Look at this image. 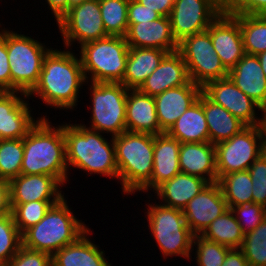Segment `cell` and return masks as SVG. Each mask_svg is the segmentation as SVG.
Returning a JSON list of instances; mask_svg holds the SVG:
<instances>
[{
  "mask_svg": "<svg viewBox=\"0 0 266 266\" xmlns=\"http://www.w3.org/2000/svg\"><path fill=\"white\" fill-rule=\"evenodd\" d=\"M215 53L229 71L245 55L239 22L230 13H221L207 29Z\"/></svg>",
  "mask_w": 266,
  "mask_h": 266,
  "instance_id": "obj_17",
  "label": "cell"
},
{
  "mask_svg": "<svg viewBox=\"0 0 266 266\" xmlns=\"http://www.w3.org/2000/svg\"><path fill=\"white\" fill-rule=\"evenodd\" d=\"M217 182L229 208L253 203L252 180L248 170L226 174Z\"/></svg>",
  "mask_w": 266,
  "mask_h": 266,
  "instance_id": "obj_33",
  "label": "cell"
},
{
  "mask_svg": "<svg viewBox=\"0 0 266 266\" xmlns=\"http://www.w3.org/2000/svg\"><path fill=\"white\" fill-rule=\"evenodd\" d=\"M257 57L260 61L261 67L263 69V73L265 74V77H266V51L258 54Z\"/></svg>",
  "mask_w": 266,
  "mask_h": 266,
  "instance_id": "obj_52",
  "label": "cell"
},
{
  "mask_svg": "<svg viewBox=\"0 0 266 266\" xmlns=\"http://www.w3.org/2000/svg\"><path fill=\"white\" fill-rule=\"evenodd\" d=\"M45 115L23 137L21 174L50 175L62 185L69 182L63 123L53 126Z\"/></svg>",
  "mask_w": 266,
  "mask_h": 266,
  "instance_id": "obj_2",
  "label": "cell"
},
{
  "mask_svg": "<svg viewBox=\"0 0 266 266\" xmlns=\"http://www.w3.org/2000/svg\"><path fill=\"white\" fill-rule=\"evenodd\" d=\"M261 155L265 158L266 160V142H262L261 145Z\"/></svg>",
  "mask_w": 266,
  "mask_h": 266,
  "instance_id": "obj_54",
  "label": "cell"
},
{
  "mask_svg": "<svg viewBox=\"0 0 266 266\" xmlns=\"http://www.w3.org/2000/svg\"><path fill=\"white\" fill-rule=\"evenodd\" d=\"M85 1H88V0H68V11L69 9L85 2Z\"/></svg>",
  "mask_w": 266,
  "mask_h": 266,
  "instance_id": "obj_53",
  "label": "cell"
},
{
  "mask_svg": "<svg viewBox=\"0 0 266 266\" xmlns=\"http://www.w3.org/2000/svg\"><path fill=\"white\" fill-rule=\"evenodd\" d=\"M79 48V58L87 83L123 80L129 52L125 37L108 35L84 43Z\"/></svg>",
  "mask_w": 266,
  "mask_h": 266,
  "instance_id": "obj_6",
  "label": "cell"
},
{
  "mask_svg": "<svg viewBox=\"0 0 266 266\" xmlns=\"http://www.w3.org/2000/svg\"><path fill=\"white\" fill-rule=\"evenodd\" d=\"M220 14L214 0H175L169 15L173 36L179 43L206 31Z\"/></svg>",
  "mask_w": 266,
  "mask_h": 266,
  "instance_id": "obj_13",
  "label": "cell"
},
{
  "mask_svg": "<svg viewBox=\"0 0 266 266\" xmlns=\"http://www.w3.org/2000/svg\"><path fill=\"white\" fill-rule=\"evenodd\" d=\"M113 140L123 194L140 192L153 172L154 135L125 131Z\"/></svg>",
  "mask_w": 266,
  "mask_h": 266,
  "instance_id": "obj_4",
  "label": "cell"
},
{
  "mask_svg": "<svg viewBox=\"0 0 266 266\" xmlns=\"http://www.w3.org/2000/svg\"><path fill=\"white\" fill-rule=\"evenodd\" d=\"M60 201H31L19 205H10L14 222L23 234L27 229L40 222L52 205Z\"/></svg>",
  "mask_w": 266,
  "mask_h": 266,
  "instance_id": "obj_36",
  "label": "cell"
},
{
  "mask_svg": "<svg viewBox=\"0 0 266 266\" xmlns=\"http://www.w3.org/2000/svg\"><path fill=\"white\" fill-rule=\"evenodd\" d=\"M141 5L158 12L161 16L169 17L175 0H136Z\"/></svg>",
  "mask_w": 266,
  "mask_h": 266,
  "instance_id": "obj_46",
  "label": "cell"
},
{
  "mask_svg": "<svg viewBox=\"0 0 266 266\" xmlns=\"http://www.w3.org/2000/svg\"><path fill=\"white\" fill-rule=\"evenodd\" d=\"M180 143L209 142V132L202 106V92L194 102L166 132Z\"/></svg>",
  "mask_w": 266,
  "mask_h": 266,
  "instance_id": "obj_29",
  "label": "cell"
},
{
  "mask_svg": "<svg viewBox=\"0 0 266 266\" xmlns=\"http://www.w3.org/2000/svg\"><path fill=\"white\" fill-rule=\"evenodd\" d=\"M66 162L70 167L118 179L115 144L113 137L104 138L99 131L91 130L82 123L63 124Z\"/></svg>",
  "mask_w": 266,
  "mask_h": 266,
  "instance_id": "obj_3",
  "label": "cell"
},
{
  "mask_svg": "<svg viewBox=\"0 0 266 266\" xmlns=\"http://www.w3.org/2000/svg\"><path fill=\"white\" fill-rule=\"evenodd\" d=\"M91 84V85H90ZM92 111L89 127L111 137L126 131V99L128 88L120 82H90Z\"/></svg>",
  "mask_w": 266,
  "mask_h": 266,
  "instance_id": "obj_9",
  "label": "cell"
},
{
  "mask_svg": "<svg viewBox=\"0 0 266 266\" xmlns=\"http://www.w3.org/2000/svg\"><path fill=\"white\" fill-rule=\"evenodd\" d=\"M180 142L166 132L154 135L153 172L151 180L140 190L153 192L164 182L180 173Z\"/></svg>",
  "mask_w": 266,
  "mask_h": 266,
  "instance_id": "obj_21",
  "label": "cell"
},
{
  "mask_svg": "<svg viewBox=\"0 0 266 266\" xmlns=\"http://www.w3.org/2000/svg\"><path fill=\"white\" fill-rule=\"evenodd\" d=\"M230 249L201 235H194L192 250L195 251L194 258L198 266H222Z\"/></svg>",
  "mask_w": 266,
  "mask_h": 266,
  "instance_id": "obj_39",
  "label": "cell"
},
{
  "mask_svg": "<svg viewBox=\"0 0 266 266\" xmlns=\"http://www.w3.org/2000/svg\"><path fill=\"white\" fill-rule=\"evenodd\" d=\"M167 53L168 51L156 48L129 47L126 71L120 83L128 89H138Z\"/></svg>",
  "mask_w": 266,
  "mask_h": 266,
  "instance_id": "obj_28",
  "label": "cell"
},
{
  "mask_svg": "<svg viewBox=\"0 0 266 266\" xmlns=\"http://www.w3.org/2000/svg\"><path fill=\"white\" fill-rule=\"evenodd\" d=\"M61 33L64 47L72 49V44L83 45L107 37L99 0H88L71 9L56 23Z\"/></svg>",
  "mask_w": 266,
  "mask_h": 266,
  "instance_id": "obj_12",
  "label": "cell"
},
{
  "mask_svg": "<svg viewBox=\"0 0 266 266\" xmlns=\"http://www.w3.org/2000/svg\"><path fill=\"white\" fill-rule=\"evenodd\" d=\"M11 91L28 95L36 86L45 55L51 48L38 40L6 29Z\"/></svg>",
  "mask_w": 266,
  "mask_h": 266,
  "instance_id": "obj_8",
  "label": "cell"
},
{
  "mask_svg": "<svg viewBox=\"0 0 266 266\" xmlns=\"http://www.w3.org/2000/svg\"><path fill=\"white\" fill-rule=\"evenodd\" d=\"M147 205V226L164 259L180 256L191 260L194 234L188 227L183 210L162 204Z\"/></svg>",
  "mask_w": 266,
  "mask_h": 266,
  "instance_id": "obj_7",
  "label": "cell"
},
{
  "mask_svg": "<svg viewBox=\"0 0 266 266\" xmlns=\"http://www.w3.org/2000/svg\"><path fill=\"white\" fill-rule=\"evenodd\" d=\"M53 17L58 22L68 12V0H45Z\"/></svg>",
  "mask_w": 266,
  "mask_h": 266,
  "instance_id": "obj_49",
  "label": "cell"
},
{
  "mask_svg": "<svg viewBox=\"0 0 266 266\" xmlns=\"http://www.w3.org/2000/svg\"><path fill=\"white\" fill-rule=\"evenodd\" d=\"M240 24L245 54L258 55L266 51V15L231 14Z\"/></svg>",
  "mask_w": 266,
  "mask_h": 266,
  "instance_id": "obj_32",
  "label": "cell"
},
{
  "mask_svg": "<svg viewBox=\"0 0 266 266\" xmlns=\"http://www.w3.org/2000/svg\"><path fill=\"white\" fill-rule=\"evenodd\" d=\"M222 266H249V264L240 248H231Z\"/></svg>",
  "mask_w": 266,
  "mask_h": 266,
  "instance_id": "obj_48",
  "label": "cell"
},
{
  "mask_svg": "<svg viewBox=\"0 0 266 266\" xmlns=\"http://www.w3.org/2000/svg\"><path fill=\"white\" fill-rule=\"evenodd\" d=\"M202 106L208 125L209 142L211 144L215 145L221 141L230 139L246 127L243 122L221 105L211 101L203 92Z\"/></svg>",
  "mask_w": 266,
  "mask_h": 266,
  "instance_id": "obj_30",
  "label": "cell"
},
{
  "mask_svg": "<svg viewBox=\"0 0 266 266\" xmlns=\"http://www.w3.org/2000/svg\"><path fill=\"white\" fill-rule=\"evenodd\" d=\"M178 51L187 66L189 79L201 88L228 77V70L215 53L208 30L184 38L179 42Z\"/></svg>",
  "mask_w": 266,
  "mask_h": 266,
  "instance_id": "obj_10",
  "label": "cell"
},
{
  "mask_svg": "<svg viewBox=\"0 0 266 266\" xmlns=\"http://www.w3.org/2000/svg\"><path fill=\"white\" fill-rule=\"evenodd\" d=\"M5 266H52L51 255L22 245Z\"/></svg>",
  "mask_w": 266,
  "mask_h": 266,
  "instance_id": "obj_42",
  "label": "cell"
},
{
  "mask_svg": "<svg viewBox=\"0 0 266 266\" xmlns=\"http://www.w3.org/2000/svg\"><path fill=\"white\" fill-rule=\"evenodd\" d=\"M221 13H231L243 0H214Z\"/></svg>",
  "mask_w": 266,
  "mask_h": 266,
  "instance_id": "obj_50",
  "label": "cell"
},
{
  "mask_svg": "<svg viewBox=\"0 0 266 266\" xmlns=\"http://www.w3.org/2000/svg\"><path fill=\"white\" fill-rule=\"evenodd\" d=\"M99 4L107 35L125 37L128 30L129 0H99Z\"/></svg>",
  "mask_w": 266,
  "mask_h": 266,
  "instance_id": "obj_34",
  "label": "cell"
},
{
  "mask_svg": "<svg viewBox=\"0 0 266 266\" xmlns=\"http://www.w3.org/2000/svg\"><path fill=\"white\" fill-rule=\"evenodd\" d=\"M90 230L76 242L55 252L51 256L52 266H111L105 258V251L100 250V246L89 239Z\"/></svg>",
  "mask_w": 266,
  "mask_h": 266,
  "instance_id": "obj_27",
  "label": "cell"
},
{
  "mask_svg": "<svg viewBox=\"0 0 266 266\" xmlns=\"http://www.w3.org/2000/svg\"><path fill=\"white\" fill-rule=\"evenodd\" d=\"M252 180L253 203L266 208V160L260 155L248 168Z\"/></svg>",
  "mask_w": 266,
  "mask_h": 266,
  "instance_id": "obj_41",
  "label": "cell"
},
{
  "mask_svg": "<svg viewBox=\"0 0 266 266\" xmlns=\"http://www.w3.org/2000/svg\"><path fill=\"white\" fill-rule=\"evenodd\" d=\"M69 50H49L43 59L39 80L27 95L28 100L36 95L47 107L71 109V112L78 105L79 89H83L86 79L80 58Z\"/></svg>",
  "mask_w": 266,
  "mask_h": 266,
  "instance_id": "obj_1",
  "label": "cell"
},
{
  "mask_svg": "<svg viewBox=\"0 0 266 266\" xmlns=\"http://www.w3.org/2000/svg\"><path fill=\"white\" fill-rule=\"evenodd\" d=\"M230 209L244 235L252 232L266 217V208L256 203L232 206Z\"/></svg>",
  "mask_w": 266,
  "mask_h": 266,
  "instance_id": "obj_40",
  "label": "cell"
},
{
  "mask_svg": "<svg viewBox=\"0 0 266 266\" xmlns=\"http://www.w3.org/2000/svg\"><path fill=\"white\" fill-rule=\"evenodd\" d=\"M231 81L262 110H266V77L256 55L245 54L228 71Z\"/></svg>",
  "mask_w": 266,
  "mask_h": 266,
  "instance_id": "obj_23",
  "label": "cell"
},
{
  "mask_svg": "<svg viewBox=\"0 0 266 266\" xmlns=\"http://www.w3.org/2000/svg\"><path fill=\"white\" fill-rule=\"evenodd\" d=\"M240 249L249 266H266V217L252 232L244 235Z\"/></svg>",
  "mask_w": 266,
  "mask_h": 266,
  "instance_id": "obj_37",
  "label": "cell"
},
{
  "mask_svg": "<svg viewBox=\"0 0 266 266\" xmlns=\"http://www.w3.org/2000/svg\"><path fill=\"white\" fill-rule=\"evenodd\" d=\"M202 92L214 103L221 105L246 126L261 125L257 112L262 108L243 91H241L229 77L207 83ZM258 109V110H257ZM257 110V112H256Z\"/></svg>",
  "mask_w": 266,
  "mask_h": 266,
  "instance_id": "obj_14",
  "label": "cell"
},
{
  "mask_svg": "<svg viewBox=\"0 0 266 266\" xmlns=\"http://www.w3.org/2000/svg\"><path fill=\"white\" fill-rule=\"evenodd\" d=\"M27 98L21 92L0 91V140L23 138L42 118H33Z\"/></svg>",
  "mask_w": 266,
  "mask_h": 266,
  "instance_id": "obj_15",
  "label": "cell"
},
{
  "mask_svg": "<svg viewBox=\"0 0 266 266\" xmlns=\"http://www.w3.org/2000/svg\"><path fill=\"white\" fill-rule=\"evenodd\" d=\"M201 236L229 248H240L244 240L241 227L230 208L210 223Z\"/></svg>",
  "mask_w": 266,
  "mask_h": 266,
  "instance_id": "obj_31",
  "label": "cell"
},
{
  "mask_svg": "<svg viewBox=\"0 0 266 266\" xmlns=\"http://www.w3.org/2000/svg\"><path fill=\"white\" fill-rule=\"evenodd\" d=\"M262 140L260 125L246 126L230 139L215 144L218 179L232 172L248 170L261 155Z\"/></svg>",
  "mask_w": 266,
  "mask_h": 266,
  "instance_id": "obj_11",
  "label": "cell"
},
{
  "mask_svg": "<svg viewBox=\"0 0 266 266\" xmlns=\"http://www.w3.org/2000/svg\"><path fill=\"white\" fill-rule=\"evenodd\" d=\"M161 15L149 8L141 5L136 0H129L128 23H150V21L160 18Z\"/></svg>",
  "mask_w": 266,
  "mask_h": 266,
  "instance_id": "obj_44",
  "label": "cell"
},
{
  "mask_svg": "<svg viewBox=\"0 0 266 266\" xmlns=\"http://www.w3.org/2000/svg\"><path fill=\"white\" fill-rule=\"evenodd\" d=\"M262 119H261V128H262V132H263V140L262 142H266V110H264L262 113H261V116H260Z\"/></svg>",
  "mask_w": 266,
  "mask_h": 266,
  "instance_id": "obj_51",
  "label": "cell"
},
{
  "mask_svg": "<svg viewBox=\"0 0 266 266\" xmlns=\"http://www.w3.org/2000/svg\"><path fill=\"white\" fill-rule=\"evenodd\" d=\"M23 138L0 140V179L11 180L21 174Z\"/></svg>",
  "mask_w": 266,
  "mask_h": 266,
  "instance_id": "obj_35",
  "label": "cell"
},
{
  "mask_svg": "<svg viewBox=\"0 0 266 266\" xmlns=\"http://www.w3.org/2000/svg\"><path fill=\"white\" fill-rule=\"evenodd\" d=\"M126 131L149 133L153 135L164 133L156 113L153 96L139 89H129L126 99Z\"/></svg>",
  "mask_w": 266,
  "mask_h": 266,
  "instance_id": "obj_24",
  "label": "cell"
},
{
  "mask_svg": "<svg viewBox=\"0 0 266 266\" xmlns=\"http://www.w3.org/2000/svg\"><path fill=\"white\" fill-rule=\"evenodd\" d=\"M125 39L128 46L133 48H156L174 52L179 47L173 36L170 19L166 16L150 23H128Z\"/></svg>",
  "mask_w": 266,
  "mask_h": 266,
  "instance_id": "obj_19",
  "label": "cell"
},
{
  "mask_svg": "<svg viewBox=\"0 0 266 266\" xmlns=\"http://www.w3.org/2000/svg\"><path fill=\"white\" fill-rule=\"evenodd\" d=\"M179 167L183 173L199 176L209 183L217 182L215 145L210 142L181 143Z\"/></svg>",
  "mask_w": 266,
  "mask_h": 266,
  "instance_id": "obj_25",
  "label": "cell"
},
{
  "mask_svg": "<svg viewBox=\"0 0 266 266\" xmlns=\"http://www.w3.org/2000/svg\"><path fill=\"white\" fill-rule=\"evenodd\" d=\"M22 246V234L13 215L0 217V266H5Z\"/></svg>",
  "mask_w": 266,
  "mask_h": 266,
  "instance_id": "obj_38",
  "label": "cell"
},
{
  "mask_svg": "<svg viewBox=\"0 0 266 266\" xmlns=\"http://www.w3.org/2000/svg\"><path fill=\"white\" fill-rule=\"evenodd\" d=\"M229 209L218 182L209 183L183 209L185 221L194 235H201L217 217Z\"/></svg>",
  "mask_w": 266,
  "mask_h": 266,
  "instance_id": "obj_16",
  "label": "cell"
},
{
  "mask_svg": "<svg viewBox=\"0 0 266 266\" xmlns=\"http://www.w3.org/2000/svg\"><path fill=\"white\" fill-rule=\"evenodd\" d=\"M62 184L50 175L20 174L9 180L10 205L31 201H61Z\"/></svg>",
  "mask_w": 266,
  "mask_h": 266,
  "instance_id": "obj_18",
  "label": "cell"
},
{
  "mask_svg": "<svg viewBox=\"0 0 266 266\" xmlns=\"http://www.w3.org/2000/svg\"><path fill=\"white\" fill-rule=\"evenodd\" d=\"M230 14L266 15V0H243Z\"/></svg>",
  "mask_w": 266,
  "mask_h": 266,
  "instance_id": "obj_45",
  "label": "cell"
},
{
  "mask_svg": "<svg viewBox=\"0 0 266 266\" xmlns=\"http://www.w3.org/2000/svg\"><path fill=\"white\" fill-rule=\"evenodd\" d=\"M202 88L191 80L154 96L160 129L167 132L177 119L198 100Z\"/></svg>",
  "mask_w": 266,
  "mask_h": 266,
  "instance_id": "obj_20",
  "label": "cell"
},
{
  "mask_svg": "<svg viewBox=\"0 0 266 266\" xmlns=\"http://www.w3.org/2000/svg\"><path fill=\"white\" fill-rule=\"evenodd\" d=\"M5 29V27L4 29L0 27V91H11V74L10 64L8 62Z\"/></svg>",
  "mask_w": 266,
  "mask_h": 266,
  "instance_id": "obj_43",
  "label": "cell"
},
{
  "mask_svg": "<svg viewBox=\"0 0 266 266\" xmlns=\"http://www.w3.org/2000/svg\"><path fill=\"white\" fill-rule=\"evenodd\" d=\"M64 197L52 205L44 218L22 234V245L51 256L66 245L76 242L89 228L78 220Z\"/></svg>",
  "mask_w": 266,
  "mask_h": 266,
  "instance_id": "obj_5",
  "label": "cell"
},
{
  "mask_svg": "<svg viewBox=\"0 0 266 266\" xmlns=\"http://www.w3.org/2000/svg\"><path fill=\"white\" fill-rule=\"evenodd\" d=\"M11 213L9 181L0 179V217Z\"/></svg>",
  "mask_w": 266,
  "mask_h": 266,
  "instance_id": "obj_47",
  "label": "cell"
},
{
  "mask_svg": "<svg viewBox=\"0 0 266 266\" xmlns=\"http://www.w3.org/2000/svg\"><path fill=\"white\" fill-rule=\"evenodd\" d=\"M189 81L187 66L181 53L176 50L164 56L159 66L138 89L154 97L170 88L185 85Z\"/></svg>",
  "mask_w": 266,
  "mask_h": 266,
  "instance_id": "obj_22",
  "label": "cell"
},
{
  "mask_svg": "<svg viewBox=\"0 0 266 266\" xmlns=\"http://www.w3.org/2000/svg\"><path fill=\"white\" fill-rule=\"evenodd\" d=\"M208 184L204 178L180 172L161 184L154 194L162 201L160 204L183 210Z\"/></svg>",
  "mask_w": 266,
  "mask_h": 266,
  "instance_id": "obj_26",
  "label": "cell"
}]
</instances>
